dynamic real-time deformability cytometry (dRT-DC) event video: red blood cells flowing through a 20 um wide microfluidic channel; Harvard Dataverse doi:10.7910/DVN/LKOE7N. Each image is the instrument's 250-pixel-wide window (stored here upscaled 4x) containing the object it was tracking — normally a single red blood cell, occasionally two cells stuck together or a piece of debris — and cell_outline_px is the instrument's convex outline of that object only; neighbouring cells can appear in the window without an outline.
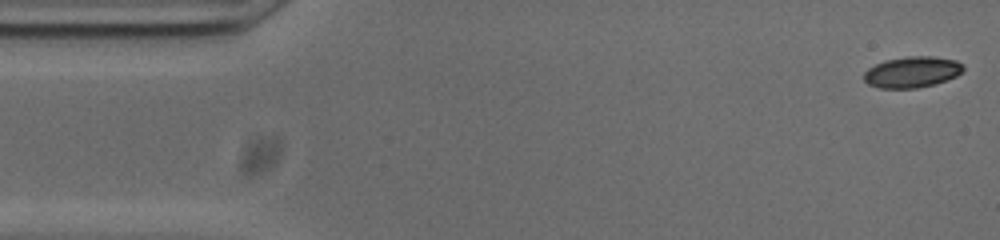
{"species": "common noctule bat (a hibernating species)", "species_latin": "Nyctalus noctula", "temperature_condition": "cold", "stored_images_in_passage": 14, "camera_frame_rate_fps": 3000, "um_per_image_px": 0.085, "animal": {"sex": "male", "body_mass_g": 20.0, "forearm_length_mm": 53.3}, "frame": {"image": 1, "passage_image": 1, "time_ms": 0.0, "image_size_px": [1000, 240], "cell_outline_px": [[964, 68], [956, 76], [932, 84], [916, 88], [880, 88], [868, 84], [864, 80], [864, 72], [868, 68], [884, 60], [908, 56], [932, 56], [956, 60], [964, 64]], "centroid_in_image_um": [77.5, 6.11], "position_along_channel_um": 7.5, "area_um2": 17.86}}
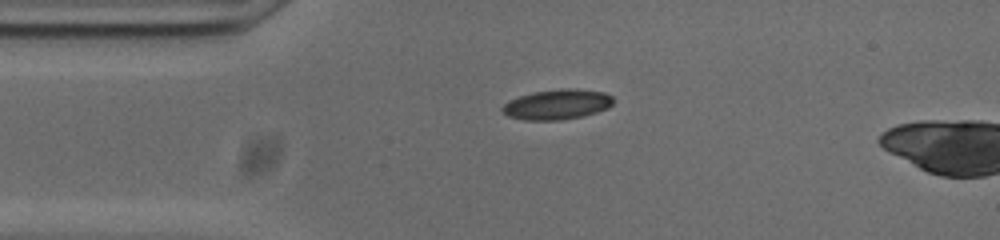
{"frame": {"image": 2, "passage_image": 11, "time_ms": 3.333, "image_size_px": [1000, 240], "cell_outline_px": [[616, 100], [608, 108], [584, 116], [560, 120], [524, 120], [508, 116], [500, 112], [500, 108], [508, 100], [532, 92], [560, 88], [576, 88], [604, 92], [612, 96]], "centroid_in_image_um": [47.35, 8.87], "position_along_channel_um": 37.7, "area_um2": 19.83}}